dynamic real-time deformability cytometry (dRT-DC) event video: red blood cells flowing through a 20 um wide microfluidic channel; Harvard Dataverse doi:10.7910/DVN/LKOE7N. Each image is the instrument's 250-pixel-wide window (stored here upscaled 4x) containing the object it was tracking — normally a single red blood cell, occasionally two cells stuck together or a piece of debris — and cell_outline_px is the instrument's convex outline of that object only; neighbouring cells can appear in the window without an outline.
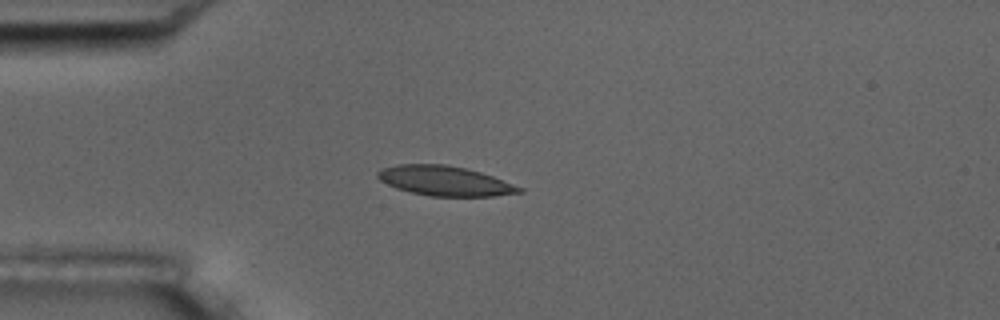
{"species": "common noctule bat (a hibernating species)", "species_latin": "Nyctalus noctula", "temperature_condition": "room temperature", "stored_images_in_passage": 4, "camera_frame_rate_fps": 3000, "um_per_image_px": 0.085, "animal": {"sex": "male", "body_mass_g": 17.5, "forearm_length_mm": 52.3}, "frame": {"image": 1, "passage_image": 4, "time_ms": 3.333, "image_size_px": [1000, 320], "cell_outline_px": [[524, 192], [492, 196], [428, 196], [396, 188], [380, 180], [376, 176], [376, 172], [384, 168], [400, 164], [444, 164], [464, 168], [480, 172], [492, 176], [524, 188]], "centroid_in_image_um": [37.82, 15.38], "position_along_channel_um": 47.2, "area_um2": 24.33}}